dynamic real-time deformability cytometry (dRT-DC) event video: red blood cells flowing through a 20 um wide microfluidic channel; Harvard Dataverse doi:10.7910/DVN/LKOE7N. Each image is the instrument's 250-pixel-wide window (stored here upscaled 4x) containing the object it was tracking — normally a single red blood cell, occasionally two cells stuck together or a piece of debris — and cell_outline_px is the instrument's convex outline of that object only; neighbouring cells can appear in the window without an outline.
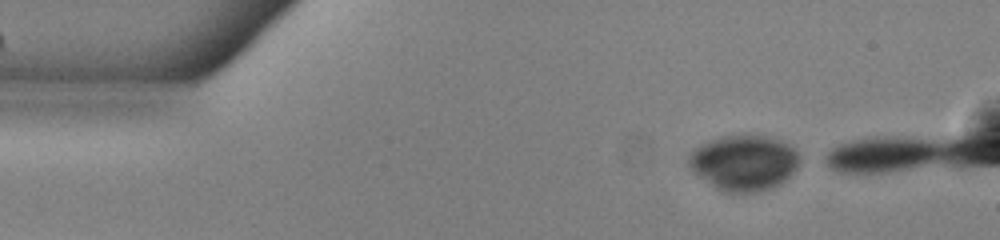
{"species": "common noctule bat (a hibernating species)", "species_latin": "Nyctalus noctula", "temperature_condition": "warm", "stored_images_in_passage": 6, "camera_frame_rate_fps": 3000, "um_per_image_px": 0.085, "animal": {"sex": "male", "body_mass_g": 13.0, "forearm_length_mm": 53.1}, "frame": {"image": 1, "passage_image": 1, "time_ms": 0.0, "image_size_px": [1000, 240], "cell_outline_px": [[800, 160], [796, 168], [780, 184], [772, 188], [756, 192], [720, 192], [692, 172], [688, 164], [688, 156], [696, 148], [720, 136], [760, 136], [780, 140], [788, 144], [800, 156]], "centroid_in_image_um": [63.21, 13.86], "position_along_channel_um": 21.8, "area_um2": 35.55}}